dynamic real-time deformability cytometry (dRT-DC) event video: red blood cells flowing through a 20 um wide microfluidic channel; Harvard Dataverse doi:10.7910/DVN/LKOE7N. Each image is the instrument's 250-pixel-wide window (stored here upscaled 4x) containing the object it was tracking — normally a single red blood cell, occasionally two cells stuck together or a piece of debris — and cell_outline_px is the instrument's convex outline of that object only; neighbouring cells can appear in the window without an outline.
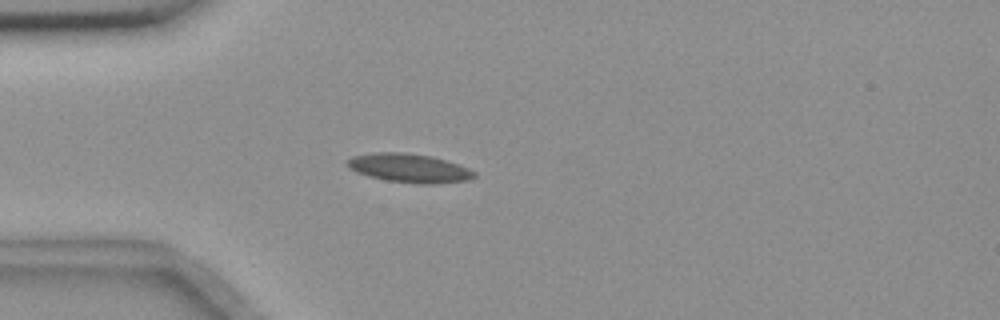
{"species": "common noctule bat (a hibernating species)", "species_latin": "Nyctalus noctula", "temperature_condition": "room temperature", "stored_images_in_passage": 2, "camera_frame_rate_fps": 3000, "um_per_image_px": 0.085, "animal": {"sex": "female", "body_mass_g": 18.4}, "frame": {"image": 1, "passage_image": 1, "time_ms": 0.0, "image_size_px": [1000, 320], "cell_outline_px": [[476, 176], [468, 180], [440, 184], [416, 184], [388, 180], [368, 176], [356, 172], [348, 168], [344, 160], [352, 156], [372, 152], [404, 152], [432, 156], [468, 168], [476, 172]], "centroid_in_image_um": [34.74, 14.29], "position_along_channel_um": 50.3, "area_um2": 21.56}}